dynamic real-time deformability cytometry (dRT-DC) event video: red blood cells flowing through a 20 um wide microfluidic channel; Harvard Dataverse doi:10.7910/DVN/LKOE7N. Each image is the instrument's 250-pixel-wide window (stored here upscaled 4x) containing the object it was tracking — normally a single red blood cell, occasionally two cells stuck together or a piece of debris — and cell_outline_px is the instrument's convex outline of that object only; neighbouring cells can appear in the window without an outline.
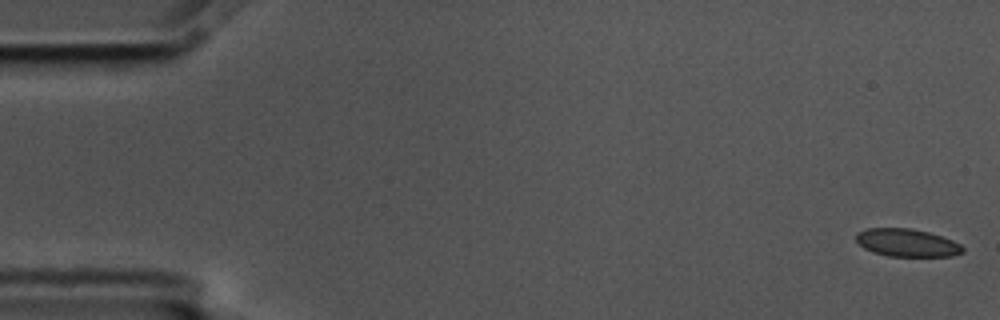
{"species": "common noctule bat (a hibernating species)", "species_latin": "Nyctalus noctula", "temperature_condition": "cold", "stored_images_in_passage": 5, "camera_frame_rate_fps": 3000, "um_per_image_px": 0.085, "animal": {"sex": "male", "body_mass_g": 17.5, "forearm_length_mm": 52.3}, "frame": {"image": 1, "passage_image": 1, "time_ms": 0.0, "image_size_px": [1000, 320], "cell_outline_px": [[964, 252], [952, 256], [888, 256], [872, 252], [864, 248], [856, 240], [856, 232], [864, 228], [912, 228], [928, 232], [952, 240], [960, 244], [964, 248]], "centroid_in_image_um": [77.07, 20.63], "position_along_channel_um": 7.9, "area_um2": 17.34}}